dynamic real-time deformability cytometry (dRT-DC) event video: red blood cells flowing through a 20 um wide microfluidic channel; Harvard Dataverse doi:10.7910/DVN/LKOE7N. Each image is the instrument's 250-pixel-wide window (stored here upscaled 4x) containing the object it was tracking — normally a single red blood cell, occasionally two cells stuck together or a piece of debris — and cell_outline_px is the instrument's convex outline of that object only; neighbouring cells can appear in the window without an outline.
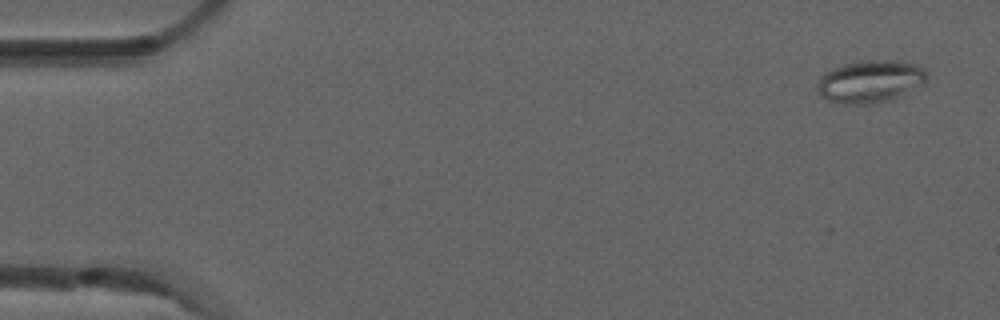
{"species": "common noctule bat (a hibernating species)", "species_latin": "Nyctalus noctula", "temperature_condition": "room temperature", "stored_images_in_passage": 4, "camera_frame_rate_fps": 3000, "um_per_image_px": 0.085, "animal": {"sex": "male", "forearm_length_mm": 52.5}, "frame": {"image": 1, "passage_image": 1, "time_ms": 0.0, "image_size_px": [1000, 320], "cell_outline_px": [[928, 80], [924, 84], [896, 96], [872, 104], [844, 104], [828, 100], [820, 96], [816, 88], [820, 76], [824, 72], [832, 68], [844, 64], [860, 60], [888, 60], [916, 64], [924, 68], [928, 76]], "centroid_in_image_um": [73.93, 6.9], "position_along_channel_um": 11.1, "area_um2": 27.05}}